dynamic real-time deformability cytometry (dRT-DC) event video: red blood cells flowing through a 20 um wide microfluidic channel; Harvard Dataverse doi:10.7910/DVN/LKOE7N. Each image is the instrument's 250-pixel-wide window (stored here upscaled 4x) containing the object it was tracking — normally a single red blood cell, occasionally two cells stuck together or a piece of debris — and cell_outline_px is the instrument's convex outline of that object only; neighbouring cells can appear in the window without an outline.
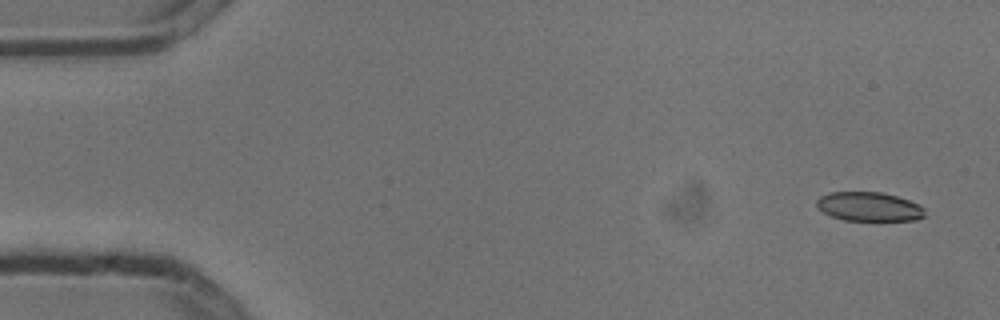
{"species": "common noctule bat (a hibernating species)", "species_latin": "Nyctalus noctula", "temperature_condition": "cold", "stored_images_in_passage": 10, "camera_frame_rate_fps": 3000, "um_per_image_px": 0.085, "animal": {"sex": "male", "body_mass_g": 13.3}, "frame": {"image": 1, "passage_image": 1, "time_ms": 0.0, "image_size_px": [1000, 320], "cell_outline_px": [[924, 216], [916, 220], [844, 220], [832, 216], [824, 212], [816, 204], [816, 200], [820, 196], [828, 192], [880, 192], [896, 196], [920, 204], [924, 208]], "centroid_in_image_um": [73.87, 17.56], "position_along_channel_um": 11.1, "area_um2": 18.21}}
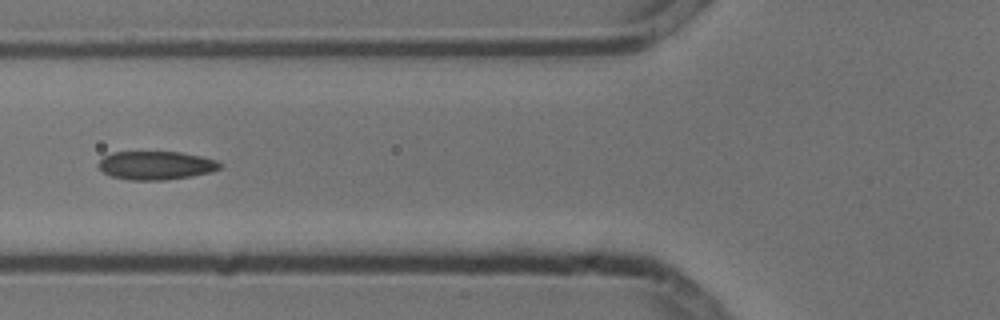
{"frame": {"image": 2, "passage_image": 6, "time_ms": 1.667, "image_size_px": [1000, 320], "cell_outline_px": [[224, 164], [220, 168], [212, 172], [192, 176], [164, 180], [128, 180], [112, 176], [104, 172], [96, 164], [104, 156], [112, 152], [180, 152], [200, 156], [216, 160]], "centroid_in_image_um": [13.27, 14.06], "position_along_channel_um": 112.5, "area_um2": 20.23}}
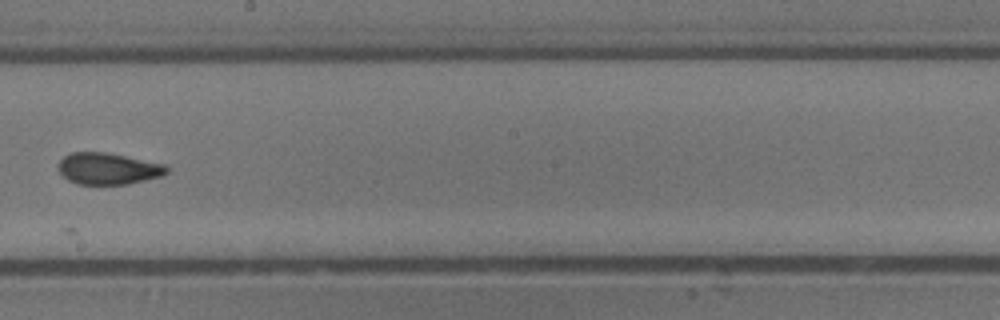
{"frame": {"image": 3, "passage_image": 9, "time_ms": 2.667, "image_size_px": [1000, 320], "cell_outline_px": [[168, 172], [160, 176], [128, 184], [76, 184], [68, 180], [56, 168], [56, 164], [64, 156], [72, 152], [104, 152], [164, 164], [168, 168]], "centroid_in_image_um": [9.13, 14.33], "position_along_channel_um": 239.1, "area_um2": 19.83}}